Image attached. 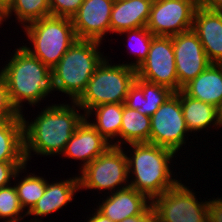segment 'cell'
<instances>
[{
    "instance_id": "cell-12",
    "label": "cell",
    "mask_w": 222,
    "mask_h": 222,
    "mask_svg": "<svg viewBox=\"0 0 222 222\" xmlns=\"http://www.w3.org/2000/svg\"><path fill=\"white\" fill-rule=\"evenodd\" d=\"M178 92L212 63L207 58L198 35L191 29L172 36Z\"/></svg>"
},
{
    "instance_id": "cell-22",
    "label": "cell",
    "mask_w": 222,
    "mask_h": 222,
    "mask_svg": "<svg viewBox=\"0 0 222 222\" xmlns=\"http://www.w3.org/2000/svg\"><path fill=\"white\" fill-rule=\"evenodd\" d=\"M151 119L137 110L130 109L123 103L120 140L114 141L112 146L122 147L131 143H150Z\"/></svg>"
},
{
    "instance_id": "cell-36",
    "label": "cell",
    "mask_w": 222,
    "mask_h": 222,
    "mask_svg": "<svg viewBox=\"0 0 222 222\" xmlns=\"http://www.w3.org/2000/svg\"><path fill=\"white\" fill-rule=\"evenodd\" d=\"M14 0H0V13L3 15L12 5Z\"/></svg>"
},
{
    "instance_id": "cell-29",
    "label": "cell",
    "mask_w": 222,
    "mask_h": 222,
    "mask_svg": "<svg viewBox=\"0 0 222 222\" xmlns=\"http://www.w3.org/2000/svg\"><path fill=\"white\" fill-rule=\"evenodd\" d=\"M26 167V161H0V188L12 184L11 179L18 181L20 173L27 172Z\"/></svg>"
},
{
    "instance_id": "cell-28",
    "label": "cell",
    "mask_w": 222,
    "mask_h": 222,
    "mask_svg": "<svg viewBox=\"0 0 222 222\" xmlns=\"http://www.w3.org/2000/svg\"><path fill=\"white\" fill-rule=\"evenodd\" d=\"M118 34H126L128 36L127 41L130 40L131 44L135 41L133 46L129 43L131 45L129 50H132L131 53L136 56V60L128 63L127 65L137 69L147 58L154 35L146 27L125 30Z\"/></svg>"
},
{
    "instance_id": "cell-8",
    "label": "cell",
    "mask_w": 222,
    "mask_h": 222,
    "mask_svg": "<svg viewBox=\"0 0 222 222\" xmlns=\"http://www.w3.org/2000/svg\"><path fill=\"white\" fill-rule=\"evenodd\" d=\"M193 189L179 182L151 200L163 222H208L209 201H198Z\"/></svg>"
},
{
    "instance_id": "cell-23",
    "label": "cell",
    "mask_w": 222,
    "mask_h": 222,
    "mask_svg": "<svg viewBox=\"0 0 222 222\" xmlns=\"http://www.w3.org/2000/svg\"><path fill=\"white\" fill-rule=\"evenodd\" d=\"M122 114L123 103H110L91 108L85 114V119L89 120L91 115H95L94 121L89 123L112 145V139L120 138Z\"/></svg>"
},
{
    "instance_id": "cell-2",
    "label": "cell",
    "mask_w": 222,
    "mask_h": 222,
    "mask_svg": "<svg viewBox=\"0 0 222 222\" xmlns=\"http://www.w3.org/2000/svg\"><path fill=\"white\" fill-rule=\"evenodd\" d=\"M8 61L0 75L5 79L10 101L20 115L23 114V102L33 107L56 91L52 70L24 45L18 47Z\"/></svg>"
},
{
    "instance_id": "cell-34",
    "label": "cell",
    "mask_w": 222,
    "mask_h": 222,
    "mask_svg": "<svg viewBox=\"0 0 222 222\" xmlns=\"http://www.w3.org/2000/svg\"><path fill=\"white\" fill-rule=\"evenodd\" d=\"M222 5V0H198V7L206 10H216Z\"/></svg>"
},
{
    "instance_id": "cell-9",
    "label": "cell",
    "mask_w": 222,
    "mask_h": 222,
    "mask_svg": "<svg viewBox=\"0 0 222 222\" xmlns=\"http://www.w3.org/2000/svg\"><path fill=\"white\" fill-rule=\"evenodd\" d=\"M150 119V143L177 154L186 143V134H189L181 107V90L174 92Z\"/></svg>"
},
{
    "instance_id": "cell-5",
    "label": "cell",
    "mask_w": 222,
    "mask_h": 222,
    "mask_svg": "<svg viewBox=\"0 0 222 222\" xmlns=\"http://www.w3.org/2000/svg\"><path fill=\"white\" fill-rule=\"evenodd\" d=\"M33 48L24 47L51 70L77 40L72 20L48 16L23 27Z\"/></svg>"
},
{
    "instance_id": "cell-31",
    "label": "cell",
    "mask_w": 222,
    "mask_h": 222,
    "mask_svg": "<svg viewBox=\"0 0 222 222\" xmlns=\"http://www.w3.org/2000/svg\"><path fill=\"white\" fill-rule=\"evenodd\" d=\"M0 119H22L13 107L5 79L0 75Z\"/></svg>"
},
{
    "instance_id": "cell-39",
    "label": "cell",
    "mask_w": 222,
    "mask_h": 222,
    "mask_svg": "<svg viewBox=\"0 0 222 222\" xmlns=\"http://www.w3.org/2000/svg\"><path fill=\"white\" fill-rule=\"evenodd\" d=\"M34 220H30L29 222H41L42 220H37L36 218H33ZM28 222V221H27Z\"/></svg>"
},
{
    "instance_id": "cell-10",
    "label": "cell",
    "mask_w": 222,
    "mask_h": 222,
    "mask_svg": "<svg viewBox=\"0 0 222 222\" xmlns=\"http://www.w3.org/2000/svg\"><path fill=\"white\" fill-rule=\"evenodd\" d=\"M197 8V0H153L146 28L164 37L189 31Z\"/></svg>"
},
{
    "instance_id": "cell-32",
    "label": "cell",
    "mask_w": 222,
    "mask_h": 222,
    "mask_svg": "<svg viewBox=\"0 0 222 222\" xmlns=\"http://www.w3.org/2000/svg\"><path fill=\"white\" fill-rule=\"evenodd\" d=\"M212 199H208V222H222V197Z\"/></svg>"
},
{
    "instance_id": "cell-4",
    "label": "cell",
    "mask_w": 222,
    "mask_h": 222,
    "mask_svg": "<svg viewBox=\"0 0 222 222\" xmlns=\"http://www.w3.org/2000/svg\"><path fill=\"white\" fill-rule=\"evenodd\" d=\"M102 42L77 39L52 69L55 90L75 102L84 92L96 68L107 57L100 52Z\"/></svg>"
},
{
    "instance_id": "cell-16",
    "label": "cell",
    "mask_w": 222,
    "mask_h": 222,
    "mask_svg": "<svg viewBox=\"0 0 222 222\" xmlns=\"http://www.w3.org/2000/svg\"><path fill=\"white\" fill-rule=\"evenodd\" d=\"M192 30L198 35L211 63L222 64V18L215 10L198 7Z\"/></svg>"
},
{
    "instance_id": "cell-14",
    "label": "cell",
    "mask_w": 222,
    "mask_h": 222,
    "mask_svg": "<svg viewBox=\"0 0 222 222\" xmlns=\"http://www.w3.org/2000/svg\"><path fill=\"white\" fill-rule=\"evenodd\" d=\"M89 121L84 119L76 128L62 153L69 159L83 161L80 171L111 146Z\"/></svg>"
},
{
    "instance_id": "cell-25",
    "label": "cell",
    "mask_w": 222,
    "mask_h": 222,
    "mask_svg": "<svg viewBox=\"0 0 222 222\" xmlns=\"http://www.w3.org/2000/svg\"><path fill=\"white\" fill-rule=\"evenodd\" d=\"M12 13L24 27L51 15L49 0H14L11 7L3 14V21L9 19Z\"/></svg>"
},
{
    "instance_id": "cell-18",
    "label": "cell",
    "mask_w": 222,
    "mask_h": 222,
    "mask_svg": "<svg viewBox=\"0 0 222 222\" xmlns=\"http://www.w3.org/2000/svg\"><path fill=\"white\" fill-rule=\"evenodd\" d=\"M153 0L114 1L110 16V32L146 27Z\"/></svg>"
},
{
    "instance_id": "cell-6",
    "label": "cell",
    "mask_w": 222,
    "mask_h": 222,
    "mask_svg": "<svg viewBox=\"0 0 222 222\" xmlns=\"http://www.w3.org/2000/svg\"><path fill=\"white\" fill-rule=\"evenodd\" d=\"M108 57L96 68L82 95L75 101L86 114L95 106L124 103L135 82L136 69L122 64H109Z\"/></svg>"
},
{
    "instance_id": "cell-15",
    "label": "cell",
    "mask_w": 222,
    "mask_h": 222,
    "mask_svg": "<svg viewBox=\"0 0 222 222\" xmlns=\"http://www.w3.org/2000/svg\"><path fill=\"white\" fill-rule=\"evenodd\" d=\"M107 198L97 206V209L112 222H120L127 217L141 215L150 205L151 200L131 186L107 193Z\"/></svg>"
},
{
    "instance_id": "cell-17",
    "label": "cell",
    "mask_w": 222,
    "mask_h": 222,
    "mask_svg": "<svg viewBox=\"0 0 222 222\" xmlns=\"http://www.w3.org/2000/svg\"><path fill=\"white\" fill-rule=\"evenodd\" d=\"M173 93L174 91L166 86L151 83L136 76L124 105L151 117Z\"/></svg>"
},
{
    "instance_id": "cell-19",
    "label": "cell",
    "mask_w": 222,
    "mask_h": 222,
    "mask_svg": "<svg viewBox=\"0 0 222 222\" xmlns=\"http://www.w3.org/2000/svg\"><path fill=\"white\" fill-rule=\"evenodd\" d=\"M80 190L79 177L67 178L59 182L47 181L44 195L37 201L34 207L27 213L29 216H48L59 211L71 203L75 192Z\"/></svg>"
},
{
    "instance_id": "cell-38",
    "label": "cell",
    "mask_w": 222,
    "mask_h": 222,
    "mask_svg": "<svg viewBox=\"0 0 222 222\" xmlns=\"http://www.w3.org/2000/svg\"><path fill=\"white\" fill-rule=\"evenodd\" d=\"M222 18V5L215 10Z\"/></svg>"
},
{
    "instance_id": "cell-37",
    "label": "cell",
    "mask_w": 222,
    "mask_h": 222,
    "mask_svg": "<svg viewBox=\"0 0 222 222\" xmlns=\"http://www.w3.org/2000/svg\"><path fill=\"white\" fill-rule=\"evenodd\" d=\"M141 219H142V214L127 217V218H125L124 220H122L120 222H141Z\"/></svg>"
},
{
    "instance_id": "cell-13",
    "label": "cell",
    "mask_w": 222,
    "mask_h": 222,
    "mask_svg": "<svg viewBox=\"0 0 222 222\" xmlns=\"http://www.w3.org/2000/svg\"><path fill=\"white\" fill-rule=\"evenodd\" d=\"M115 0H84L72 17L77 39L105 40L110 32V16ZM104 38V39H103Z\"/></svg>"
},
{
    "instance_id": "cell-33",
    "label": "cell",
    "mask_w": 222,
    "mask_h": 222,
    "mask_svg": "<svg viewBox=\"0 0 222 222\" xmlns=\"http://www.w3.org/2000/svg\"><path fill=\"white\" fill-rule=\"evenodd\" d=\"M141 222H163L159 214L150 205L143 213Z\"/></svg>"
},
{
    "instance_id": "cell-35",
    "label": "cell",
    "mask_w": 222,
    "mask_h": 222,
    "mask_svg": "<svg viewBox=\"0 0 222 222\" xmlns=\"http://www.w3.org/2000/svg\"><path fill=\"white\" fill-rule=\"evenodd\" d=\"M94 213L91 214L92 217L87 220V222H112L108 217L103 215L98 209L94 208Z\"/></svg>"
},
{
    "instance_id": "cell-7",
    "label": "cell",
    "mask_w": 222,
    "mask_h": 222,
    "mask_svg": "<svg viewBox=\"0 0 222 222\" xmlns=\"http://www.w3.org/2000/svg\"><path fill=\"white\" fill-rule=\"evenodd\" d=\"M126 152L123 147L110 146L90 162L79 174L80 190L94 189L113 193L129 186Z\"/></svg>"
},
{
    "instance_id": "cell-21",
    "label": "cell",
    "mask_w": 222,
    "mask_h": 222,
    "mask_svg": "<svg viewBox=\"0 0 222 222\" xmlns=\"http://www.w3.org/2000/svg\"><path fill=\"white\" fill-rule=\"evenodd\" d=\"M181 107L188 131L192 134L215 126H222L220 110L208 103L188 96L181 90ZM210 125V126H209Z\"/></svg>"
},
{
    "instance_id": "cell-30",
    "label": "cell",
    "mask_w": 222,
    "mask_h": 222,
    "mask_svg": "<svg viewBox=\"0 0 222 222\" xmlns=\"http://www.w3.org/2000/svg\"><path fill=\"white\" fill-rule=\"evenodd\" d=\"M84 0H49L51 16L72 19Z\"/></svg>"
},
{
    "instance_id": "cell-24",
    "label": "cell",
    "mask_w": 222,
    "mask_h": 222,
    "mask_svg": "<svg viewBox=\"0 0 222 222\" xmlns=\"http://www.w3.org/2000/svg\"><path fill=\"white\" fill-rule=\"evenodd\" d=\"M0 161H26L22 119H0Z\"/></svg>"
},
{
    "instance_id": "cell-41",
    "label": "cell",
    "mask_w": 222,
    "mask_h": 222,
    "mask_svg": "<svg viewBox=\"0 0 222 222\" xmlns=\"http://www.w3.org/2000/svg\"><path fill=\"white\" fill-rule=\"evenodd\" d=\"M220 119H221V123H222V107L220 108Z\"/></svg>"
},
{
    "instance_id": "cell-40",
    "label": "cell",
    "mask_w": 222,
    "mask_h": 222,
    "mask_svg": "<svg viewBox=\"0 0 222 222\" xmlns=\"http://www.w3.org/2000/svg\"><path fill=\"white\" fill-rule=\"evenodd\" d=\"M0 24H3V15L0 13Z\"/></svg>"
},
{
    "instance_id": "cell-3",
    "label": "cell",
    "mask_w": 222,
    "mask_h": 222,
    "mask_svg": "<svg viewBox=\"0 0 222 222\" xmlns=\"http://www.w3.org/2000/svg\"><path fill=\"white\" fill-rule=\"evenodd\" d=\"M128 145L132 150H127L129 156V152L126 153L129 178L132 177L129 186L133 189L152 200L179 182L173 178L170 167L173 165L171 159L176 155L174 151L151 143Z\"/></svg>"
},
{
    "instance_id": "cell-11",
    "label": "cell",
    "mask_w": 222,
    "mask_h": 222,
    "mask_svg": "<svg viewBox=\"0 0 222 222\" xmlns=\"http://www.w3.org/2000/svg\"><path fill=\"white\" fill-rule=\"evenodd\" d=\"M137 77L178 92L175 54L172 37L154 36L148 56L136 69Z\"/></svg>"
},
{
    "instance_id": "cell-27",
    "label": "cell",
    "mask_w": 222,
    "mask_h": 222,
    "mask_svg": "<svg viewBox=\"0 0 222 222\" xmlns=\"http://www.w3.org/2000/svg\"><path fill=\"white\" fill-rule=\"evenodd\" d=\"M25 216L27 217V212L20 204L15 186L10 184L0 188V219H4L2 222H22L21 219L24 220Z\"/></svg>"
},
{
    "instance_id": "cell-26",
    "label": "cell",
    "mask_w": 222,
    "mask_h": 222,
    "mask_svg": "<svg viewBox=\"0 0 222 222\" xmlns=\"http://www.w3.org/2000/svg\"><path fill=\"white\" fill-rule=\"evenodd\" d=\"M19 180L16 185L14 183L20 204L28 213L37 201L44 195L47 180L42 176L34 173H27V175Z\"/></svg>"
},
{
    "instance_id": "cell-20",
    "label": "cell",
    "mask_w": 222,
    "mask_h": 222,
    "mask_svg": "<svg viewBox=\"0 0 222 222\" xmlns=\"http://www.w3.org/2000/svg\"><path fill=\"white\" fill-rule=\"evenodd\" d=\"M182 90L190 97L222 107V64L212 63Z\"/></svg>"
},
{
    "instance_id": "cell-1",
    "label": "cell",
    "mask_w": 222,
    "mask_h": 222,
    "mask_svg": "<svg viewBox=\"0 0 222 222\" xmlns=\"http://www.w3.org/2000/svg\"><path fill=\"white\" fill-rule=\"evenodd\" d=\"M45 107L32 122L21 114L26 163L31 160L32 151L43 156L61 155L72 134L85 119V114H80L81 108L76 102Z\"/></svg>"
}]
</instances>
